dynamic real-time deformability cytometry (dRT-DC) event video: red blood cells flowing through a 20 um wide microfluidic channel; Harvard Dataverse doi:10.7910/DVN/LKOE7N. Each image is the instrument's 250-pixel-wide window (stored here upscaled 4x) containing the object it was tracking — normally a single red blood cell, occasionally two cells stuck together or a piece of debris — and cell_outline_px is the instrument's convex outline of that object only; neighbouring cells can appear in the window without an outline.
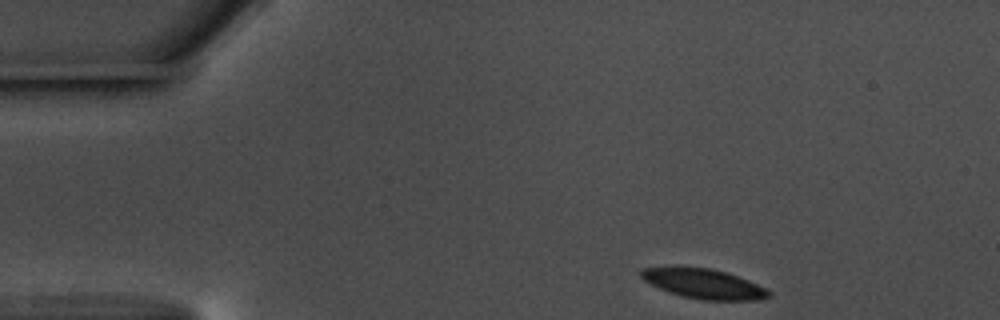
{"species": "common noctule bat (a hibernating species)", "species_latin": "Nyctalus noctula", "temperature_condition": "warm", "stored_images_in_passage": 44, "camera_frame_rate_fps": 3000, "um_per_image_px": 0.085, "animal": {"sex": "male", "body_mass_g": 17.5, "forearm_length_mm": 52.3}, "frame": {"image": 1, "passage_image": 1, "time_ms": 0.0, "image_size_px": [1000, 320], "cell_outline_px": [[772, 296], [760, 300], [700, 300], [680, 296], [668, 292], [644, 280], [640, 276], [640, 268], [712, 268], [748, 280], [772, 292]], "centroid_in_image_um": [59.85, 24.15], "position_along_channel_um": 25.2, "area_um2": 21.79}}
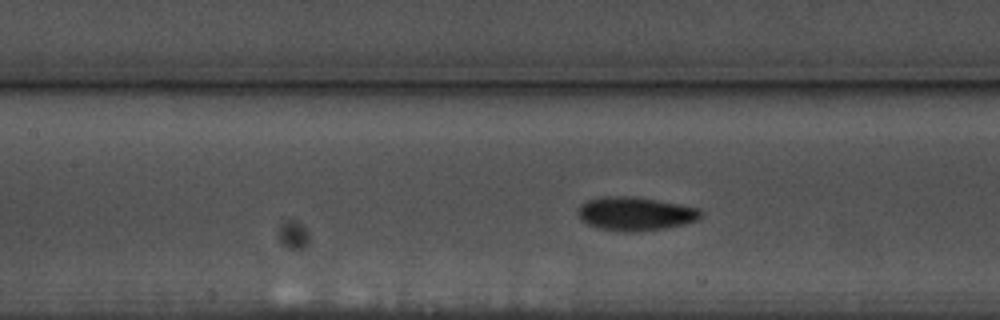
{"frame": {"image": 2, "passage_image": 18, "time_ms": 5.667, "image_size_px": [1000, 320], "cell_outline_px": [[704, 212], [696, 220], [684, 224], [664, 228], [632, 232], [620, 232], [596, 228], [580, 220], [576, 212], [580, 204], [588, 200], [604, 196], [632, 196], [680, 204], [700, 208]], "centroid_in_image_um": [53.96, 18.17], "position_along_channel_um": 153.4, "area_um2": 24.28}}
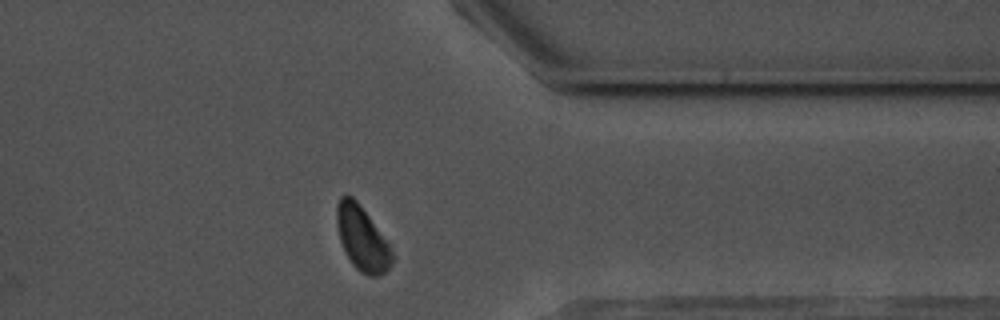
{"frame": {"image": 3, "passage_image": 38, "time_ms": 12.333, "image_size_px": [1000, 320], "cell_outline_px": [[396, 256], [392, 264], [380, 276], [368, 276], [360, 272], [352, 264], [340, 240], [336, 224], [336, 204], [340, 196], [344, 192], [352, 196], [360, 204], [388, 244]], "centroid_in_image_um": [30.77, 20.25], "position_along_channel_um": 380.6, "area_um2": 20.81}, "authors_computed_cell_mechanics": {"area_um2": 22.4264, "velocity_mm_per_s": 3.5372, "shape_relaxation_time_tau1_ms": 2.863, "shape_relaxation_time_tau2_ms": 1.4291, "deformation_change_tau1": 0.1075, "deformation_change_tau2": 0.0468}}